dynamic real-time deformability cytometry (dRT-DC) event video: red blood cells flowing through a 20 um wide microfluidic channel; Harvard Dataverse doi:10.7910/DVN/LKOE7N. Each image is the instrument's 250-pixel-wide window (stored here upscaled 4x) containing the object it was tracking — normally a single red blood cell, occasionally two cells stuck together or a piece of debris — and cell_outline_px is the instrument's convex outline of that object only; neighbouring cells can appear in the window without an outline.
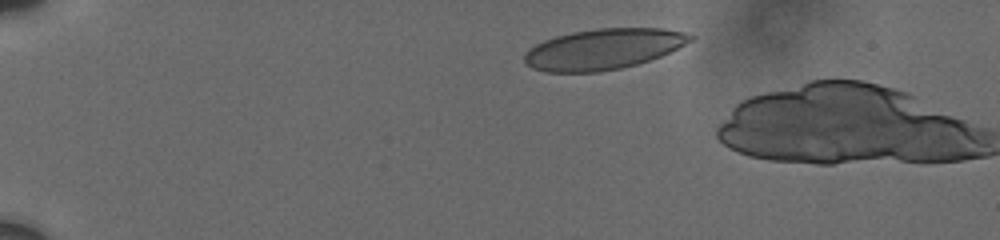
{"species": "human", "species_latin": "Homo sapiens", "temperature_condition": "cold", "stored_images_in_passage": 2, "camera_frame_rate_fps": 3000, "um_per_image_px": 0.085, "donor": {"sex": "male"}, "frame": {"image": 1, "passage_image": 1, "time_ms": 0.0, "image_size_px": [1000, 240], "cell_outline_px": [[696, 36], [692, 40], [660, 56], [636, 64], [620, 68], [596, 72], [544, 72], [532, 68], [524, 64], [524, 56], [528, 48], [544, 40], [556, 36], [572, 32], [596, 28], [664, 28], [684, 32]], "centroid_in_image_um": [51.24, 4.17], "position_along_channel_um": 33.8, "area_um2": 39.25}}